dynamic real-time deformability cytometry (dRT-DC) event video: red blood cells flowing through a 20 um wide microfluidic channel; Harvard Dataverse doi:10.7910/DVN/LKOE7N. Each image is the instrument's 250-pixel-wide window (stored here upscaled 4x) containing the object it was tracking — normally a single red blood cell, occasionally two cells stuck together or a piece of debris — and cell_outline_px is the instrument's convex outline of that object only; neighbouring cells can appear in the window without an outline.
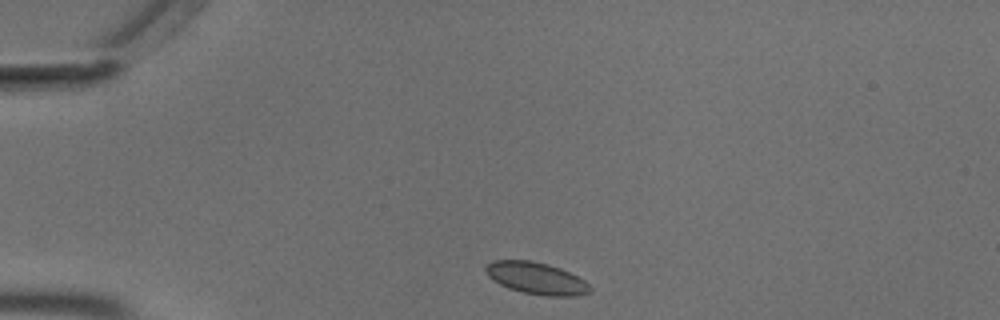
{"species": "common noctule bat (a hibernating species)", "species_latin": "Nyctalus noctula", "temperature_condition": "cold", "stored_images_in_passage": 10, "camera_frame_rate_fps": 3000, "um_per_image_px": 0.085, "animal": {"sex": "male", "body_mass_g": 18.8}, "frame": {"image": 1, "passage_image": 1, "time_ms": 0.0, "image_size_px": [1000, 320], "cell_outline_px": [[592, 292], [576, 296], [544, 296], [524, 292], [508, 288], [492, 280], [484, 272], [484, 268], [492, 260], [532, 260], [548, 264], [560, 268], [584, 280], [592, 288]], "centroid_in_image_um": [45.58, 23.65], "position_along_channel_um": 39.4, "area_um2": 19.54}}
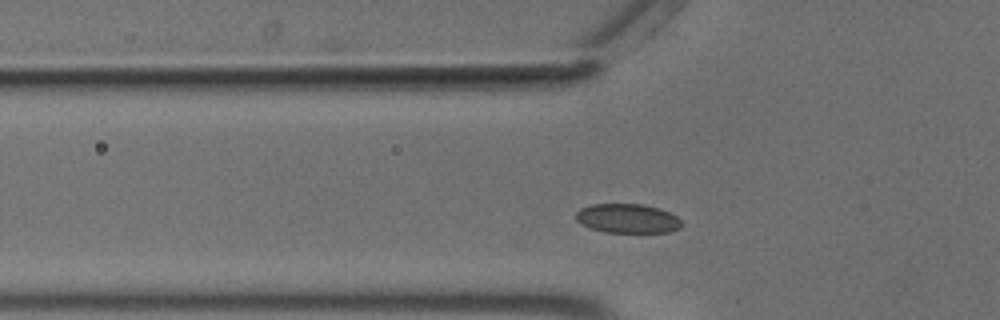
{"frame": {"image": 2, "passage_image": 7, "time_ms": 2.0, "image_size_px": [1000, 320], "cell_outline_px": [[684, 224], [680, 228], [668, 232], [604, 232], [580, 224], [576, 220], [576, 212], [580, 208], [592, 204], [644, 204], [660, 208], [676, 216]], "centroid_in_image_um": [53.34, 18.56], "position_along_channel_um": 72.5, "area_um2": 18.09}}
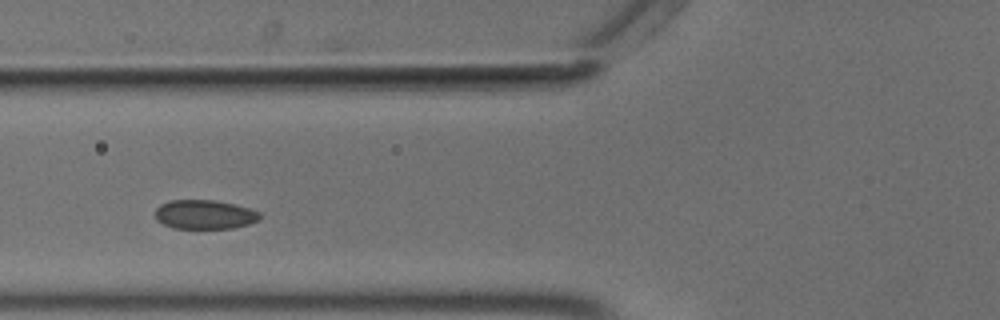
{"frame": {"image": 3, "passage_image": 10, "time_ms": 3.0, "image_size_px": [1000, 320], "cell_outline_px": [[260, 220], [248, 224], [232, 228], [172, 228], [156, 220], [156, 208], [160, 204], [168, 200], [212, 200], [232, 204], [248, 208], [260, 212]], "centroid_in_image_um": [17.37, 18.23], "position_along_channel_um": 108.4, "area_um2": 17.69}}